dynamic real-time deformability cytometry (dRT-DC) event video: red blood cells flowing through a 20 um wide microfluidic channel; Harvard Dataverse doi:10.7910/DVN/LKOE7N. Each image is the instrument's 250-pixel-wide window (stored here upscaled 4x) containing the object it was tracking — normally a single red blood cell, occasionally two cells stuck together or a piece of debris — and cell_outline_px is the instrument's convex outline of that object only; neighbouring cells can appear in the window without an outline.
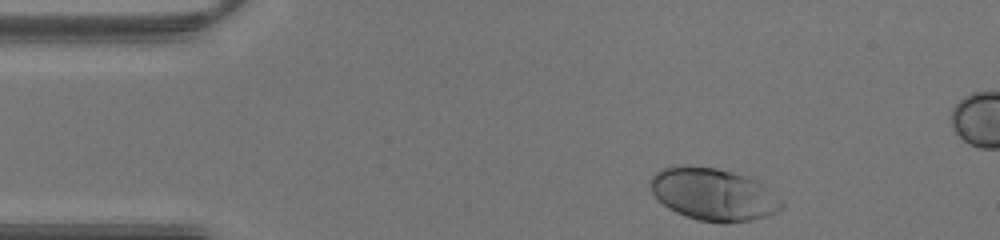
{"species": "human", "species_latin": "Homo sapiens", "temperature_condition": "warm", "stored_images_in_passage": 29, "camera_frame_rate_fps": 3000, "um_per_image_px": 0.085, "donor": {"sex": "male"}, "frame": {"image": 1, "passage_image": 1, "time_ms": 0.0, "image_size_px": [1000, 240], "cell_outline_px": [[784, 208], [768, 216], [752, 220], [700, 220], [676, 212], [668, 208], [652, 192], [648, 180], [656, 172], [664, 168], [716, 168], [748, 176], [756, 180], [780, 200], [784, 204]], "centroid_in_image_um": [60.65, 16.51], "position_along_channel_um": 24.4, "area_um2": 38.49}}
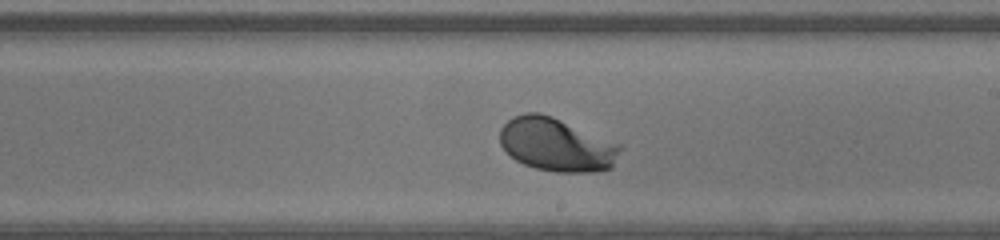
{"frame": {"image": 2, "passage_image": 19, "time_ms": 6.0, "image_size_px": [1000, 240], "cell_outline_px": [[620, 148], [612, 168], [596, 172], [556, 172], [536, 168], [524, 164], [516, 160], [500, 144], [500, 128], [512, 116], [524, 112], [540, 112], [552, 116], [620, 144]], "centroid_in_image_um": [47.28, 12.29], "position_along_channel_um": 241.7, "area_um2": 37.22}}
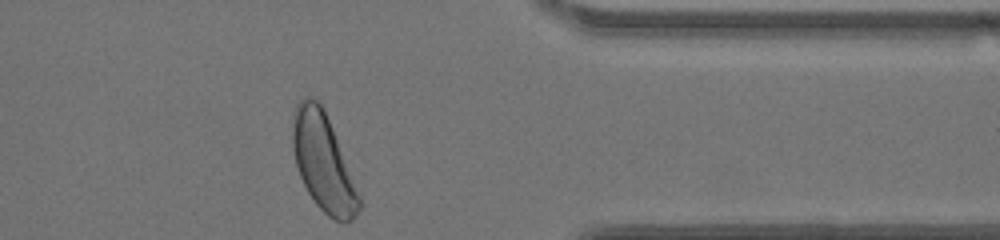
{"frame": {"image": 3, "passage_image": 29, "time_ms": 9.333, "image_size_px": [1000, 240], "cell_outline_px": [[364, 204], [352, 220], [348, 224], [344, 224], [328, 216], [316, 204], [308, 192], [300, 176], [296, 164], [292, 148], [292, 116], [296, 104], [304, 96], [308, 96], [316, 100], [324, 108], [360, 192]], "centroid_in_image_um": [27.5, 13.82], "position_along_channel_um": 383.9, "area_um2": 38.26}}